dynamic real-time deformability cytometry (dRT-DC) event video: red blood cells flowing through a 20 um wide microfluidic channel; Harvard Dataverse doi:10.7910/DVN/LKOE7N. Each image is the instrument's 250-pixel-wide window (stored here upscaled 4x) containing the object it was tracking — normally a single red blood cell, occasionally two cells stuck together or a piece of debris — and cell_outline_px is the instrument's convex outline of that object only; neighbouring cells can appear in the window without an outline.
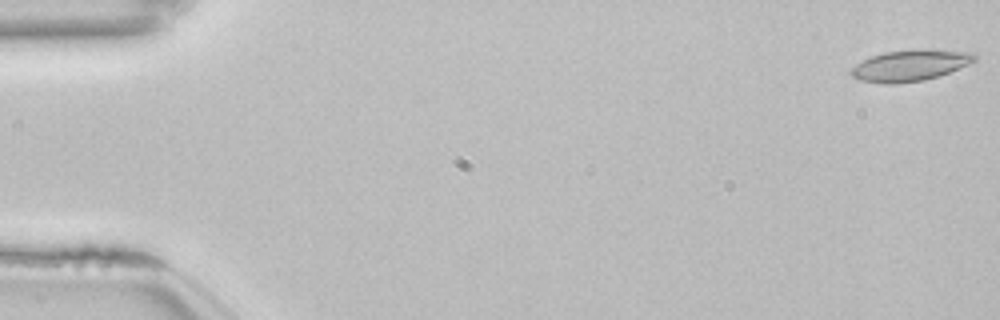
{"species": "common noctule bat (a hibernating species)", "species_latin": "Nyctalus noctula", "temperature_condition": "room temperature", "stored_images_in_passage": 11, "camera_frame_rate_fps": 3000, "um_per_image_px": 0.085, "animal": {"sex": "female", "body_mass_g": 22.7, "forearm_length_mm": 54.2}, "frame": {"image": 1, "passage_image": 1, "time_ms": 0.0, "image_size_px": [1000, 320], "cell_outline_px": [[976, 60], [960, 68], [924, 80], [896, 84], [880, 84], [860, 80], [852, 76], [848, 72], [856, 64], [872, 56], [884, 52], [912, 48], [924, 48], [972, 52], [976, 56]], "centroid_in_image_um": [77.34, 5.55], "position_along_channel_um": 7.7, "area_um2": 22.72}}